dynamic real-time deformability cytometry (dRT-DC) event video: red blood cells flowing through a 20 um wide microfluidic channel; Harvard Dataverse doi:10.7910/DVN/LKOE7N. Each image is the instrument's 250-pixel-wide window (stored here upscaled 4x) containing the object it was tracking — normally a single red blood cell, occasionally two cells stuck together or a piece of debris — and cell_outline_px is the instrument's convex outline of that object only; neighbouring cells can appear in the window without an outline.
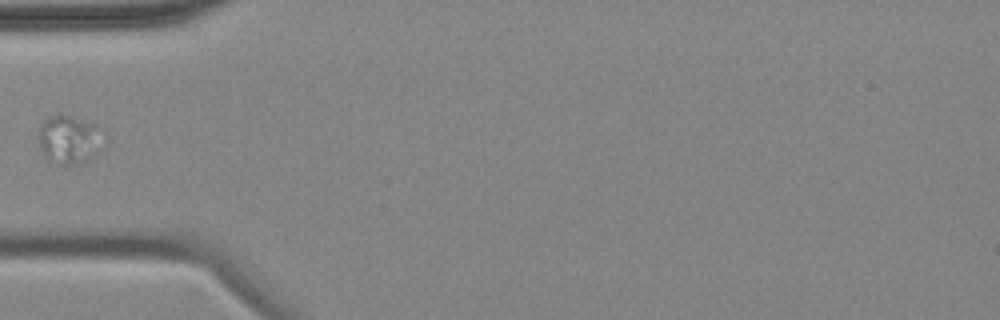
{"species": "common noctule bat (a hibernating species)", "species_latin": "Nyctalus noctula", "temperature_condition": "cold", "stored_images_in_passage": 4, "camera_frame_rate_fps": 3000, "um_per_image_px": 0.085, "animal": {"sex": "female", "body_mass_g": 18.4}, "frame": {"image": 1, "passage_image": 2, "time_ms": 1.333, "image_size_px": [1000, 320], "cell_outline_px": [[108, 132], [76, 160], [64, 168], [48, 160], [44, 156], [40, 148], [40, 124], [48, 116], [68, 116], [96, 124]], "centroid_in_image_um": [5.74, 11.78], "position_along_channel_um": 79.3, "area_um2": 16.82}}
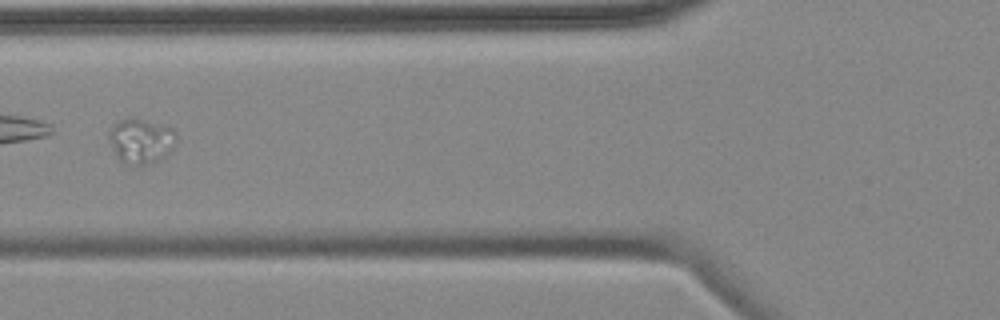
{"frame": {"image": 2, "passage_image": 3, "time_ms": 2.333, "image_size_px": [1000, 320], "cell_outline_px": [[176, 140], [172, 148], [168, 152], [156, 160], [140, 168], [124, 164], [116, 156], [112, 148], [108, 136], [108, 132], [120, 120], [140, 120], [164, 124], [172, 128], [176, 136]], "centroid_in_image_um": [11.97, 12.03], "position_along_channel_um": 113.8, "area_um2": 17.4}}
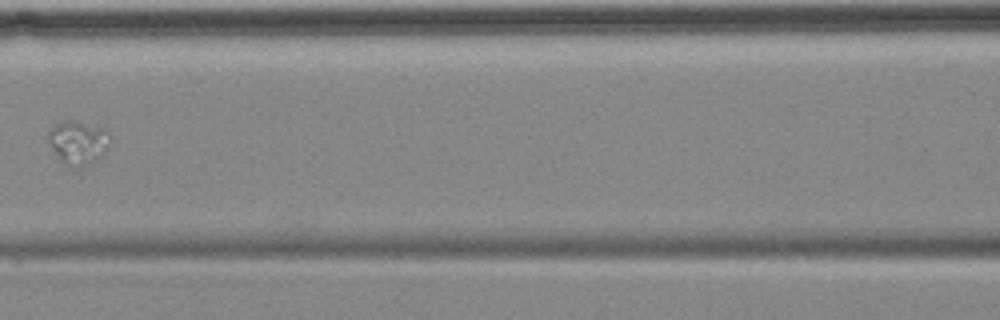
{"frame": {"image": 3, "passage_image": 4, "time_ms": 3.667, "image_size_px": [1000, 320], "cell_outline_px": [[112, 136], [108, 144], [100, 156], [96, 160], [80, 168], [72, 168], [64, 164], [60, 160], [52, 148], [48, 136], [48, 132], [56, 124], [64, 120], [72, 120], [108, 128]], "centroid_in_image_um": [6.67, 12.1], "position_along_channel_um": 159.9, "area_um2": 15.78}}